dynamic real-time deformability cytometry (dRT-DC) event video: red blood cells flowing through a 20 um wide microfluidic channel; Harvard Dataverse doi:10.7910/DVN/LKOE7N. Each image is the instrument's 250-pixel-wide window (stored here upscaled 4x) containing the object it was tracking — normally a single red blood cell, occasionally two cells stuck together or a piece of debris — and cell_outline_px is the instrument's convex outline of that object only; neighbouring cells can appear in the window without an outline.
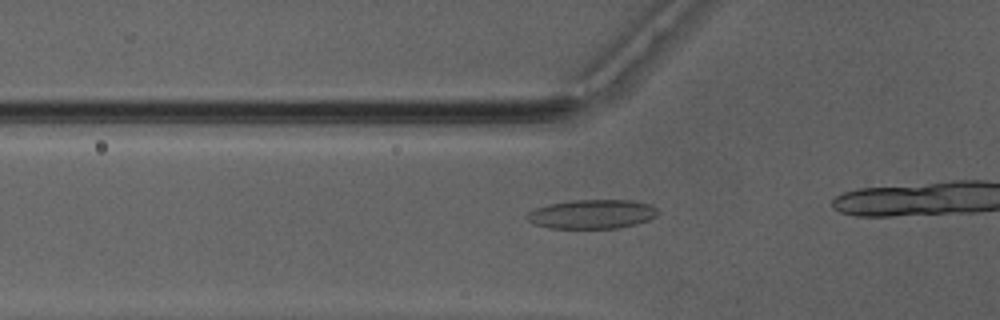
{"species": "Egyptian fruit bat (a non-hibernating species)", "species_latin": "Rousettus aegyptiacus", "temperature_condition": "warm", "stored_images_in_passage": 19, "camera_frame_rate_fps": 3000, "um_per_image_px": 0.085, "animal": {"sex": "male"}, "frame": {"image": 1, "passage_image": 14, "time_ms": 4.333, "image_size_px": [1000, 320], "cell_outline_px": [[656, 216], [648, 220], [636, 224], [620, 228], [548, 228], [532, 224], [524, 216], [528, 212], [536, 208], [548, 204], [572, 200], [628, 200], [648, 204], [656, 208]], "centroid_in_image_um": [50.26, 18.21], "position_along_channel_um": 75.5, "area_um2": 22.2}}